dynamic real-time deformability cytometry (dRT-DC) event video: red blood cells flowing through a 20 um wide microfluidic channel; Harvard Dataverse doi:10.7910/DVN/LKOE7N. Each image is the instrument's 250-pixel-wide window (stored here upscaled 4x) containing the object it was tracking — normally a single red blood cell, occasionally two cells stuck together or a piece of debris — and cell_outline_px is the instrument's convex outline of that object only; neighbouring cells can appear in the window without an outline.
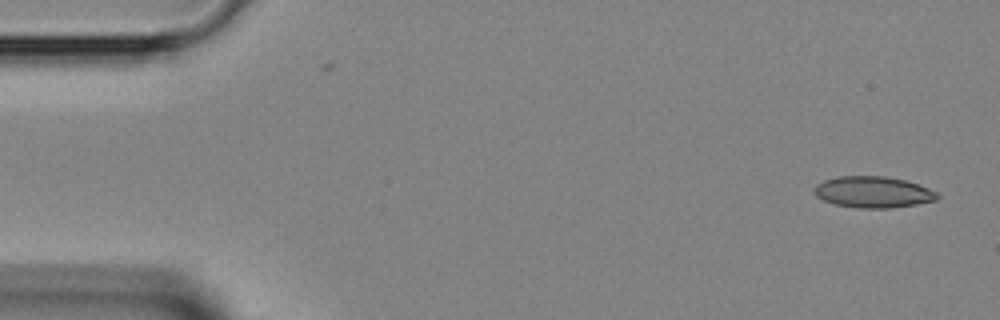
{"species": "Egyptian fruit bat (a non-hibernating species)", "species_latin": "Rousettus aegyptiacus", "temperature_condition": "room temperature", "stored_images_in_passage": 42, "camera_frame_rate_fps": 3000, "um_per_image_px": 0.085, "animal": {"sex": "female"}, "frame": {"image": 1, "passage_image": 1, "time_ms": 0.0, "image_size_px": [1000, 320], "cell_outline_px": [[940, 196], [936, 200], [916, 204], [892, 208], [856, 208], [832, 204], [816, 196], [812, 192], [812, 188], [816, 184], [824, 180], [836, 176], [884, 176], [904, 180], [928, 188], [936, 192]], "centroid_in_image_um": [74.15, 16.33], "position_along_channel_um": 10.9, "area_um2": 22.6}}
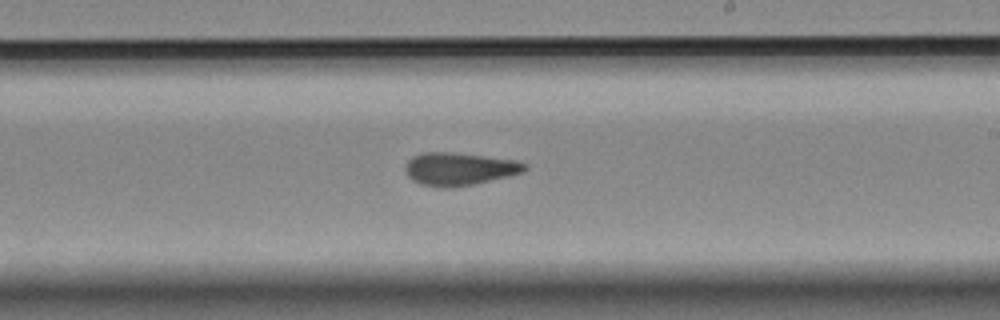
{"frame": {"image": 2, "passage_image": 24, "time_ms": 7.667, "image_size_px": [1000, 320], "cell_outline_px": [[528, 168], [524, 172], [508, 176], [472, 184], [452, 188], [448, 188], [420, 184], [412, 180], [404, 172], [404, 164], [412, 156], [424, 152], [448, 152], [512, 160], [528, 164]], "centroid_in_image_um": [38.98, 14.36], "position_along_channel_um": 250.0, "area_um2": 22.66}}
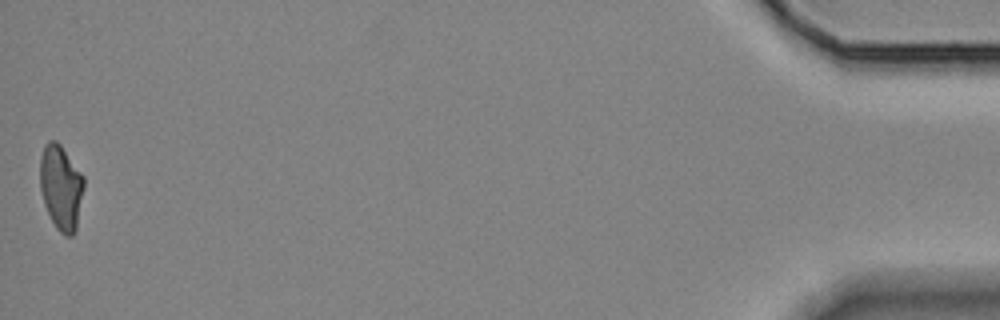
{"frame": {"image": 3, "passage_image": 42, "time_ms": 13.667, "image_size_px": [1000, 320], "cell_outline_px": [[84, 188], [76, 228], [72, 236], [64, 236], [56, 228], [44, 204], [40, 188], [40, 156], [44, 144], [48, 140], [56, 140], [60, 144], [84, 176]], "centroid_in_image_um": [5.18, 15.9], "position_along_channel_um": 430.0, "area_um2": 21.79}}